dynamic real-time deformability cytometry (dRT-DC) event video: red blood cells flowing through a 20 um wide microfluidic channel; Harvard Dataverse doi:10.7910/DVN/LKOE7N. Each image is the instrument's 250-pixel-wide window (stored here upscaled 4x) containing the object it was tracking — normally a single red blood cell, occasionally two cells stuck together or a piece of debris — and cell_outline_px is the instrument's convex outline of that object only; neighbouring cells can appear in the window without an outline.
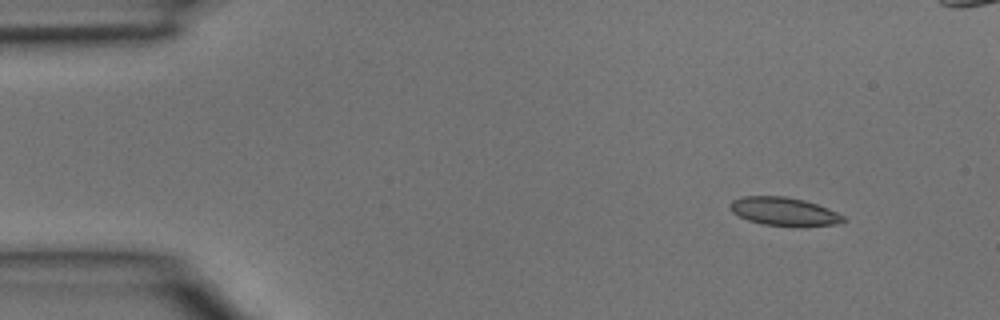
{"species": "common noctule bat (a hibernating species)", "species_latin": "Nyctalus noctula", "temperature_condition": "room temperature", "stored_images_in_passage": 4, "camera_frame_rate_fps": 3000, "um_per_image_px": 0.085, "animal": {"sex": "male", "body_mass_g": 15.6}, "frame": {"image": 1, "passage_image": 1, "time_ms": 0.0, "image_size_px": [1000, 320], "cell_outline_px": [[848, 220], [836, 224], [804, 228], [800, 228], [764, 224], [748, 220], [732, 212], [728, 204], [732, 200], [744, 196], [784, 196], [804, 200], [828, 208], [844, 216]], "centroid_in_image_um": [66.68, 18.0], "position_along_channel_um": 18.3, "area_um2": 19.07}}